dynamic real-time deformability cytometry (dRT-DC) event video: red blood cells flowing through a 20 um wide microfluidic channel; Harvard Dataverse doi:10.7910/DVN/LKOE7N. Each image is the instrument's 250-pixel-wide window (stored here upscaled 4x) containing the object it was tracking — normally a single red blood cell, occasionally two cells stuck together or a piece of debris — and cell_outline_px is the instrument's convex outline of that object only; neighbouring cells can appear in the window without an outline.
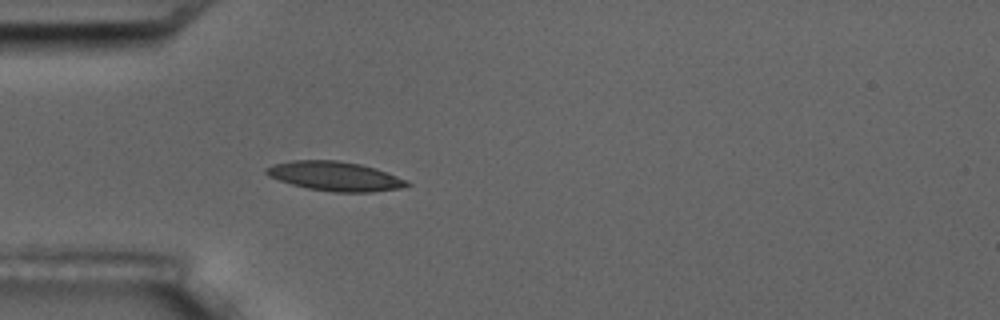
{"species": "common noctule bat (a hibernating species)", "species_latin": "Nyctalus noctula", "temperature_condition": "room temperature", "stored_images_in_passage": 5, "camera_frame_rate_fps": 3000, "um_per_image_px": 0.085, "animal": {"sex": "male", "body_mass_g": 17.5, "forearm_length_mm": 52.3}, "frame": {"image": 1, "passage_image": 5, "time_ms": 5.333, "image_size_px": [1000, 320], "cell_outline_px": [[412, 184], [400, 188], [372, 192], [332, 192], [308, 188], [292, 184], [268, 176], [264, 172], [264, 168], [272, 164], [292, 160], [336, 160], [360, 164], [376, 168], [408, 180]], "centroid_in_image_um": [28.47, 14.97], "position_along_channel_um": 56.5, "area_um2": 24.1}}